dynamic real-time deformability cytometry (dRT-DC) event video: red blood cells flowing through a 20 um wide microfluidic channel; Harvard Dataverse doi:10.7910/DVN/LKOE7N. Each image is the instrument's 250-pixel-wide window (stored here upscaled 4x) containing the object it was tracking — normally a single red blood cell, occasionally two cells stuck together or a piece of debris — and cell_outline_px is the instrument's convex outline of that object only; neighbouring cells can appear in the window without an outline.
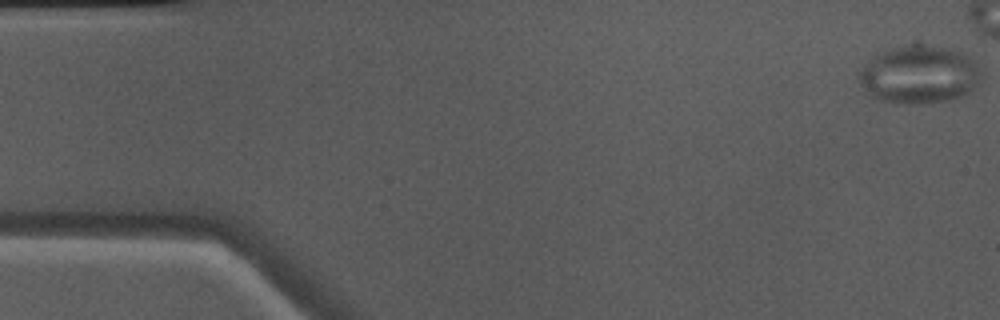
{"species": "Egyptian fruit bat (a non-hibernating species)", "species_latin": "Rousettus aegyptiacus", "temperature_condition": "warm", "stored_images_in_passage": 41, "camera_frame_rate_fps": 3000, "um_per_image_px": 0.085, "animal": {"sex": "male"}, "frame": {"image": 1, "passage_image": 1, "time_ms": 0.0, "image_size_px": [1000, 320], "cell_outline_px": [[984, 76], [980, 84], [964, 96], [948, 100], [920, 104], [896, 104], [876, 100], [860, 84], [856, 76], [864, 64], [872, 56], [892, 48], [952, 48], [964, 52], [980, 68]], "centroid_in_image_um": [78.16, 6.41], "position_along_channel_um": 6.8, "area_um2": 41.21}}